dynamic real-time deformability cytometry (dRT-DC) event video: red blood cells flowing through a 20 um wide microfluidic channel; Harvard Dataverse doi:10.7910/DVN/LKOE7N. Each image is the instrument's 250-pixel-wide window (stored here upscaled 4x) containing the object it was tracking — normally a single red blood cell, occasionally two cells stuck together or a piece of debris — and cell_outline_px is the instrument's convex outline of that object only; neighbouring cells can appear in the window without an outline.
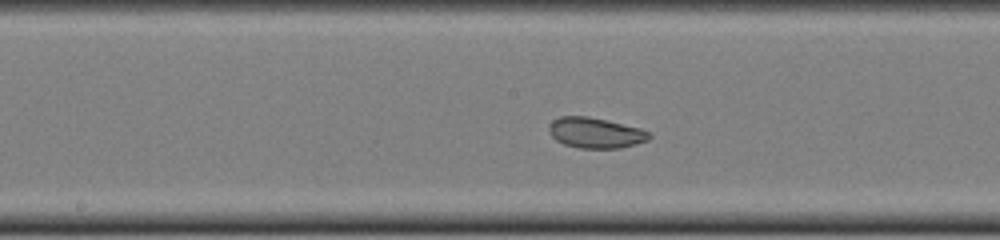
{"species": "common noctule bat (a hibernating species)", "species_latin": "Nyctalus noctula", "temperature_condition": "cold", "stored_images_in_passage": 46, "camera_frame_rate_fps": 3000, "um_per_image_px": 0.085, "animal": {"sex": "female", "body_mass_g": 22.0, "forearm_length_mm": 56.7}, "frame": {"image": 1, "passage_image": 20, "time_ms": 6.333, "image_size_px": [1000, 240], "cell_outline_px": [[652, 136], [648, 140], [636, 144], [620, 148], [580, 148], [564, 144], [556, 140], [548, 132], [548, 124], [552, 120], [560, 116], [588, 116], [640, 128], [648, 132]], "centroid_in_image_um": [50.58, 11.29], "position_along_channel_um": 197.6, "area_um2": 17.86}}
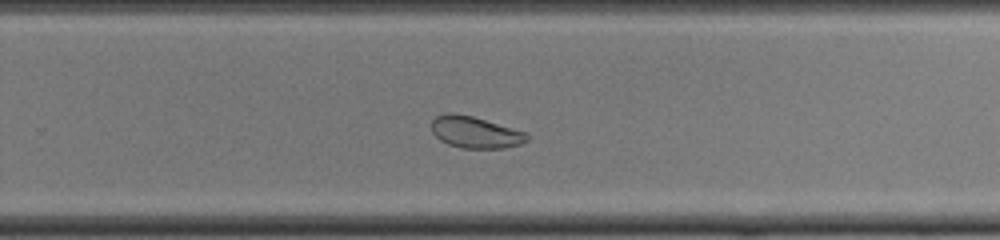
{"frame": {"image": 2, "passage_image": 27, "time_ms": 8.667, "image_size_px": [1000, 240], "cell_outline_px": [[528, 140], [520, 144], [504, 148], [464, 148], [448, 144], [440, 140], [432, 132], [432, 120], [436, 116], [448, 112], [452, 112], [472, 116], [524, 132], [528, 136]], "centroid_in_image_um": [40.35, 11.24], "position_along_channel_um": 289.4, "area_um2": 17.34}, "authors_computed_cell_mechanics": {"area_um2": 21.0392, "velocity_mm_per_s": 3.9485, "shape_relaxation_time_tau1_ms": 4.5064, "shape_relaxation_time_tau2_ms": 2.9872, "deformation_change_tau1": 0.0747, "deformation_change_tau2": 0.0643}}